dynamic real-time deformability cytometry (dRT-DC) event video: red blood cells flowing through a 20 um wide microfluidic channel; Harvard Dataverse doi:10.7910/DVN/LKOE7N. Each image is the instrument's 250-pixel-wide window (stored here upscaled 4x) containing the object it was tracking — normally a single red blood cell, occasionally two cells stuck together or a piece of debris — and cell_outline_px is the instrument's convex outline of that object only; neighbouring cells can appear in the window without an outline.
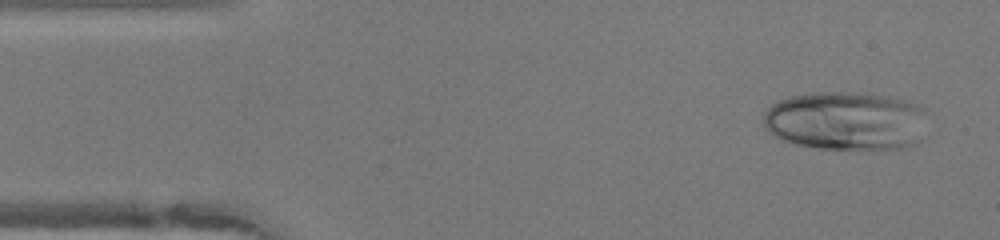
{"species": "human", "species_latin": "Homo sapiens", "temperature_condition": "warm", "stored_images_in_passage": 47, "camera_frame_rate_fps": 3000, "um_per_image_px": 0.085, "donor": {"sex": "female"}, "frame": {"image": 1, "passage_image": 2, "time_ms": 0.333, "image_size_px": [1000, 240], "cell_outline_px": [[924, 112], [920, 140], [916, 144], [900, 148], [820, 148], [792, 144], [780, 140], [768, 132], [764, 128], [764, 112], [772, 104], [788, 96], [812, 92], [848, 92], [888, 96], [908, 100], [924, 108]], "centroid_in_image_um": [71.84, 10.26], "position_along_channel_um": 13.2, "area_um2": 56.18}}
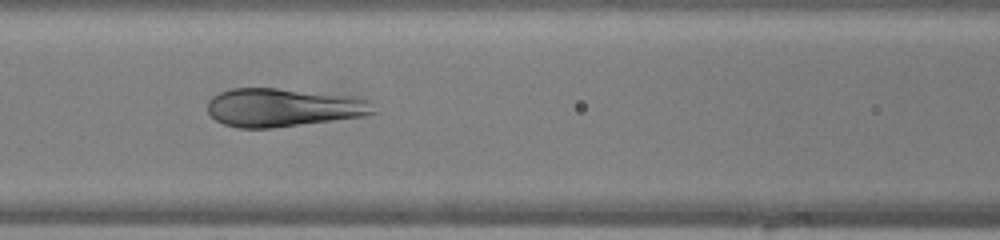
{"frame": {"image": 2, "passage_image": 18, "time_ms": 5.667, "image_size_px": [1000, 240], "cell_outline_px": [[380, 112], [364, 116], [272, 128], [240, 128], [224, 124], [216, 120], [208, 112], [208, 100], [212, 96], [220, 92], [232, 88], [276, 88], [340, 96], [368, 100]], "centroid_in_image_um": [24.02, 9.15], "position_along_channel_um": 142.6, "area_um2": 36.59}}
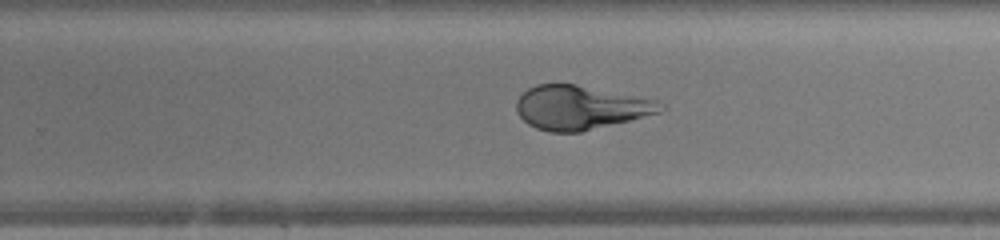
{"frame": {"image": 3, "passage_image": 28, "time_ms": 9.0, "image_size_px": [1000, 240], "cell_outline_px": [[664, 108], [660, 112], [580, 132], [548, 132], [536, 128], [528, 124], [516, 112], [516, 100], [528, 88], [536, 84], [576, 84], [656, 100], [664, 104]], "centroid_in_image_um": [49.28, 9.14], "position_along_channel_um": 280.5, "area_um2": 36.53}, "authors_computed_cell_mechanics": {"area_um2": 40.5178, "velocity_mm_per_s": 4.1548, "shape_relaxation_time_tau1_ms": 4.7943, "shape_relaxation_time_tau2_ms": null, "deformation_change_tau1": 0.2295, "deformation_change_tau2": null}}